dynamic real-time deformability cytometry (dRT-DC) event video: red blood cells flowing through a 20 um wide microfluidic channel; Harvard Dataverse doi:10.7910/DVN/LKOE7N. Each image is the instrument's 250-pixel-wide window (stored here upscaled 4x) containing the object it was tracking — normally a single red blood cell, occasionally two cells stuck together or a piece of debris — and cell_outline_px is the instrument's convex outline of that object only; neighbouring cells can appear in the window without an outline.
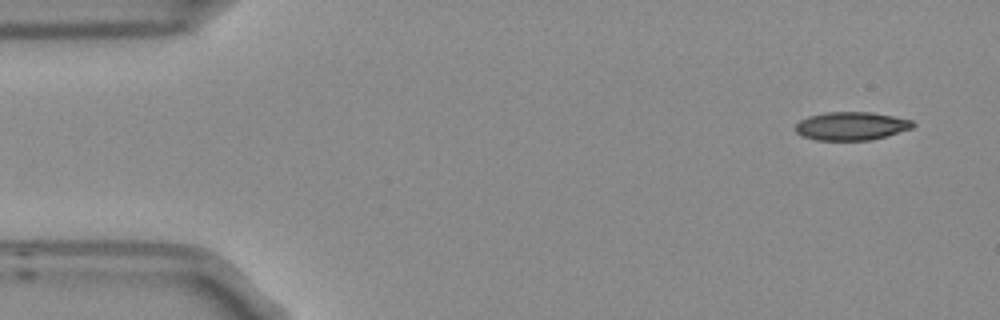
{"species": "Egyptian fruit bat (a non-hibernating species)", "species_latin": "Rousettus aegyptiacus", "temperature_condition": "room temperature", "stored_images_in_passage": 4, "segment_of_instrument_passage": [2, 2], "camera_frame_rate_fps": 3000, "um_per_image_px": 0.085, "frame": {"image": 1, "passage_image": 4, "time_ms": 1.0, "image_size_px": [1000, 320], "cell_outline_px": [[916, 124], [912, 128], [872, 140], [816, 140], [804, 136], [796, 132], [796, 124], [800, 120], [808, 116], [824, 112], [868, 112], [892, 116], [912, 120]], "centroid_in_image_um": [72.35, 10.71], "position_along_channel_um": 12.6, "area_um2": 19.25}}